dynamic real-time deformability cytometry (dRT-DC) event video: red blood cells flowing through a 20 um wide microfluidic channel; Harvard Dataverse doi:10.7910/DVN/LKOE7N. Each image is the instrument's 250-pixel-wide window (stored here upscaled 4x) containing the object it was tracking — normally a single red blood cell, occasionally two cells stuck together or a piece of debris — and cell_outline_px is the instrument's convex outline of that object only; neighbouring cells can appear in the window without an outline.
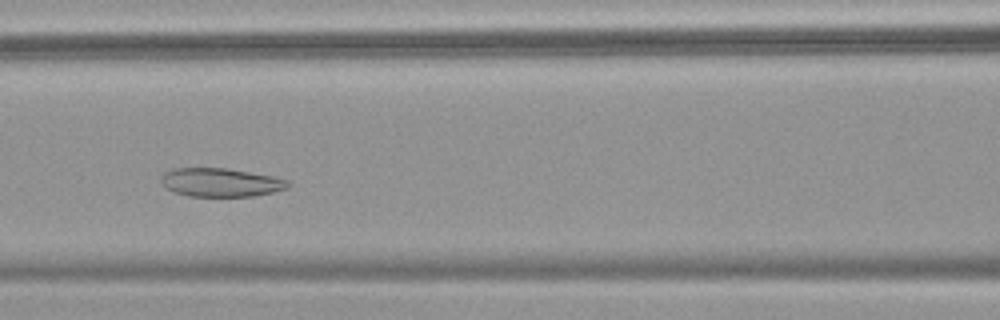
{"species": "common noctule bat (a hibernating species)", "species_latin": "Nyctalus noctula", "temperature_condition": "warm", "stored_images_in_passage": 44, "camera_frame_rate_fps": 3000, "um_per_image_px": 0.085, "animal": {"sex": "female", "body_mass_g": 18.4}, "frame": {"image": 1, "passage_image": 17, "time_ms": 5.333, "image_size_px": [1000, 320], "cell_outline_px": [[292, 184], [288, 188], [272, 192], [252, 196], [188, 196], [164, 188], [160, 180], [164, 172], [172, 168], [228, 168], [272, 176], [288, 180]], "centroid_in_image_um": [18.75, 15.5], "position_along_channel_um": 147.9, "area_um2": 21.21}}
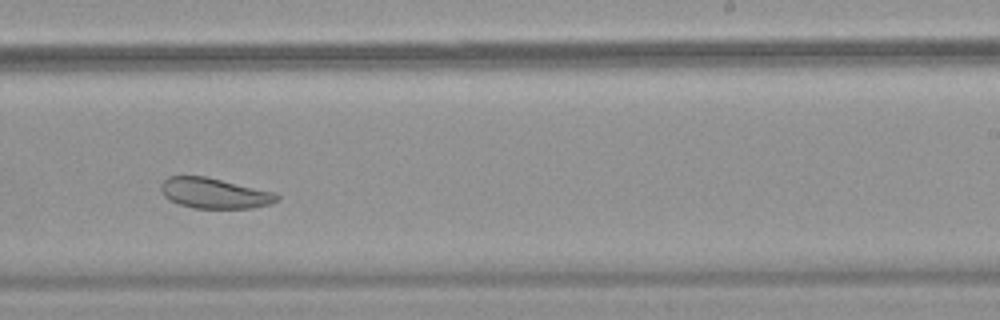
{"frame": {"image": 2, "passage_image": 26, "time_ms": 8.333, "image_size_px": [1000, 320], "cell_outline_px": [[280, 200], [272, 204], [252, 208], [192, 208], [180, 204], [164, 196], [160, 188], [160, 184], [168, 176], [204, 176], [276, 192], [280, 196]], "centroid_in_image_um": [18.27, 16.42], "position_along_channel_um": 270.7, "area_um2": 20.63}}
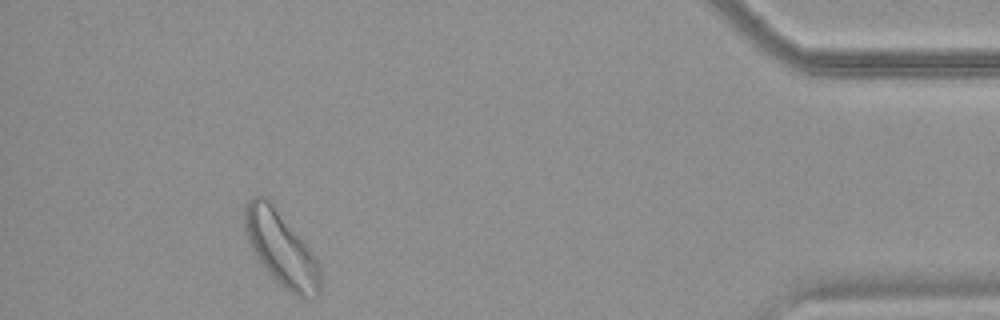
{"frame": {"image": 3, "passage_image": 40, "time_ms": 13.0, "image_size_px": [1000, 320], "cell_outline_px": [[320, 292], [312, 300], [304, 300], [296, 296], [284, 288], [268, 272], [256, 256], [248, 240], [244, 228], [244, 204], [252, 196], [268, 196], [312, 252], [320, 264]], "centroid_in_image_um": [23.9, 21.13], "position_along_channel_um": 411.3, "area_um2": 33.0}}